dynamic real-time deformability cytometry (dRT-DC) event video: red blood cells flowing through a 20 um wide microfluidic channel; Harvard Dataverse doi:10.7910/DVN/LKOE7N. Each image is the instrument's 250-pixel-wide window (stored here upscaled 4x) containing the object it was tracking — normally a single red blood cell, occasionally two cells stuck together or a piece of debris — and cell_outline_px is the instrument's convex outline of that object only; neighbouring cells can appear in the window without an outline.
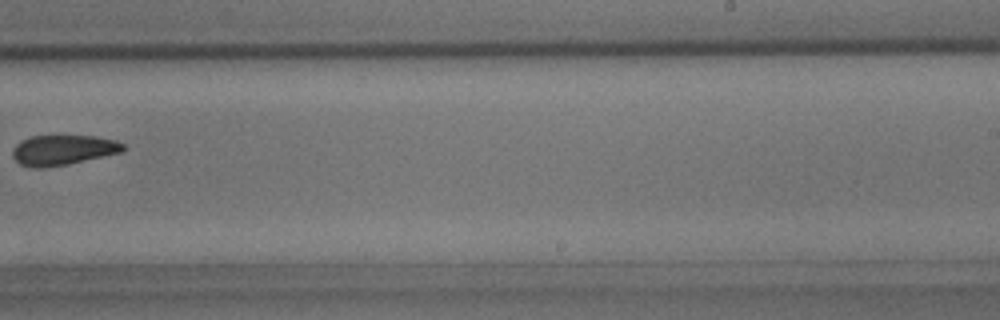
{"species": "common noctule bat (a hibernating species)", "species_latin": "Nyctalus noctula", "temperature_condition": "room temperature", "stored_images_in_passage": 9, "camera_frame_rate_fps": 3000, "um_per_image_px": 0.085, "animal": {"sex": "male", "body_mass_g": 15.6}, "frame": {"image": 1, "passage_image": 9, "time_ms": 9.0, "image_size_px": [1000, 320], "cell_outline_px": [[128, 148], [120, 152], [68, 164], [44, 168], [28, 168], [20, 164], [12, 156], [12, 148], [20, 140], [28, 136], [96, 136], [116, 140], [124, 144]], "centroid_in_image_um": [5.32, 12.75], "position_along_channel_um": 283.7, "area_um2": 19.59}}